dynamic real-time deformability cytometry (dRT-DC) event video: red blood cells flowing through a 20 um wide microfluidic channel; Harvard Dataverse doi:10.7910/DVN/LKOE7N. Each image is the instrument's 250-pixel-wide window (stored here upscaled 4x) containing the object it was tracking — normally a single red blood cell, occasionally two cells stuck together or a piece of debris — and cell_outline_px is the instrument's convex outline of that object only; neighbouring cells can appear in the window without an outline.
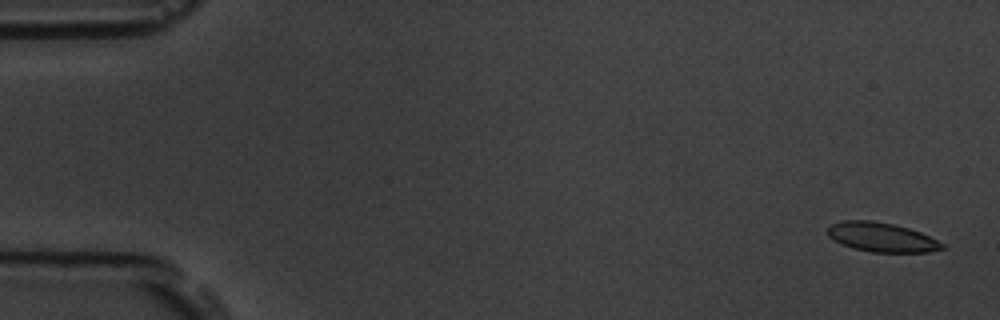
{"species": "common noctule bat (a hibernating species)", "species_latin": "Nyctalus noctula", "temperature_condition": "room temperature", "stored_images_in_passage": 5, "camera_frame_rate_fps": 3000, "um_per_image_px": 0.085, "animal": {"sex": "male", "body_mass_g": 19.5, "forearm_length_mm": 54.6}, "frame": {"image": 1, "passage_image": 1, "time_ms": 0.0, "image_size_px": [1000, 320], "cell_outline_px": [[944, 248], [928, 252], [872, 252], [852, 248], [840, 244], [828, 236], [828, 228], [832, 224], [844, 220], [872, 220], [892, 224], [908, 228], [920, 232], [944, 244]], "centroid_in_image_um": [74.91, 20.16], "position_along_channel_um": 10.1, "area_um2": 19.42}}
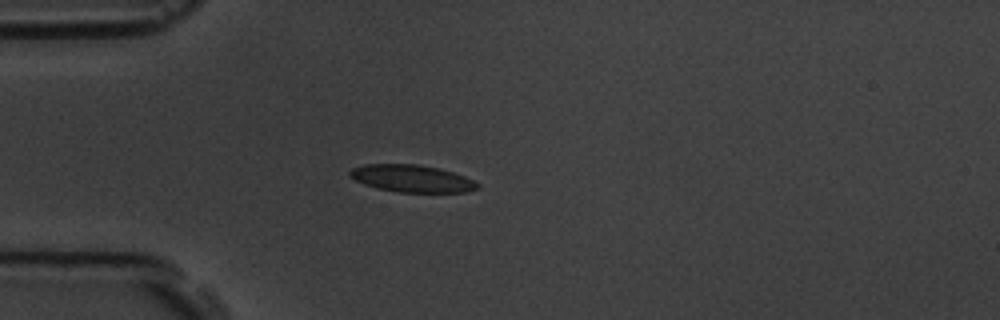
{"frame": {"image": 2, "passage_image": 5, "time_ms": 4.667, "image_size_px": [1000, 320], "cell_outline_px": [[480, 188], [468, 192], [396, 192], [376, 188], [364, 184], [348, 176], [348, 172], [352, 168], [364, 164], [416, 164], [440, 168], [464, 176], [480, 184]], "centroid_in_image_um": [35.0, 15.17], "position_along_channel_um": 50.0, "area_um2": 20.4}}